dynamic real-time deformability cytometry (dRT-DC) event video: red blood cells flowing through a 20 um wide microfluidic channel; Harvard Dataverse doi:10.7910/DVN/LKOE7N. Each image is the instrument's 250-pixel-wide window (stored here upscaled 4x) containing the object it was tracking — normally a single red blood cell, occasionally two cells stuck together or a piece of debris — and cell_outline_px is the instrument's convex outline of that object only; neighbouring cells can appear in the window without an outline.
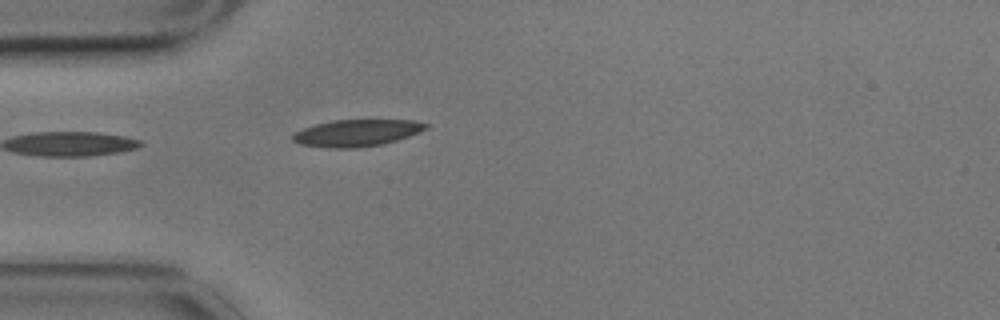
{"species": "common noctule bat (a hibernating species)", "species_latin": "Nyctalus noctula", "temperature_condition": "cold", "stored_images_in_passage": 5, "camera_frame_rate_fps": 3000, "um_per_image_px": 0.085, "animal": {"sex": "male", "body_mass_g": 17.9}, "frame": {"image": 1, "passage_image": 5, "time_ms": 1.333, "image_size_px": [1000, 320], "cell_outline_px": [[428, 128], [420, 132], [396, 140], [380, 144], [356, 148], [328, 148], [300, 144], [292, 140], [292, 136], [296, 132], [304, 128], [316, 124], [332, 120], [412, 120], [428, 124]], "centroid_in_image_um": [30.32, 11.3], "position_along_channel_um": 54.7, "area_um2": 20.63}}